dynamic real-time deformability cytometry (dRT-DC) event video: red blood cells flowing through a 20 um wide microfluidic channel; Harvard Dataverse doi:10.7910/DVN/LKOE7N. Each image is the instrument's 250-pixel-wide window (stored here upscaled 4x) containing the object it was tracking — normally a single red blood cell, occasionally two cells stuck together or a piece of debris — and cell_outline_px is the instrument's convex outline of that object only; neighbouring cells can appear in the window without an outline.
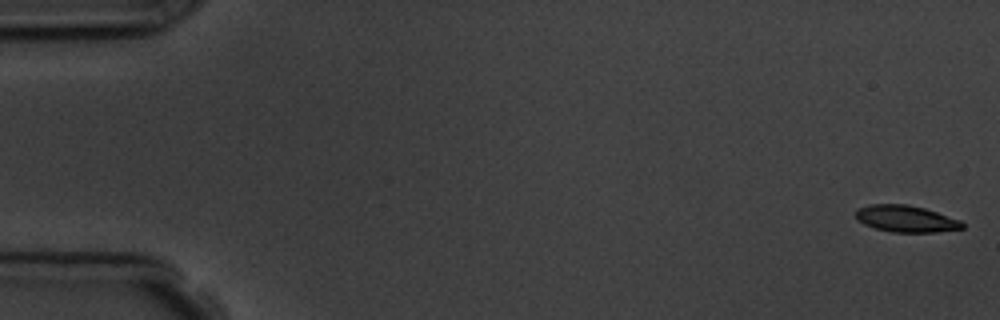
{"species": "common noctule bat (a hibernating species)", "species_latin": "Nyctalus noctula", "temperature_condition": "room temperature", "stored_images_in_passage": 5, "camera_frame_rate_fps": 3000, "um_per_image_px": 0.085, "animal": {"sex": "male", "body_mass_g": 19.5, "forearm_length_mm": 54.6}, "frame": {"image": 1, "passage_image": 1, "time_ms": 0.0, "image_size_px": [1000, 320], "cell_outline_px": [[964, 228], [936, 232], [892, 232], [876, 228], [864, 224], [856, 220], [856, 208], [868, 204], [908, 204], [924, 208], [960, 220], [964, 224]], "centroid_in_image_um": [76.97, 18.58], "position_along_channel_um": 8.0, "area_um2": 16.59}}